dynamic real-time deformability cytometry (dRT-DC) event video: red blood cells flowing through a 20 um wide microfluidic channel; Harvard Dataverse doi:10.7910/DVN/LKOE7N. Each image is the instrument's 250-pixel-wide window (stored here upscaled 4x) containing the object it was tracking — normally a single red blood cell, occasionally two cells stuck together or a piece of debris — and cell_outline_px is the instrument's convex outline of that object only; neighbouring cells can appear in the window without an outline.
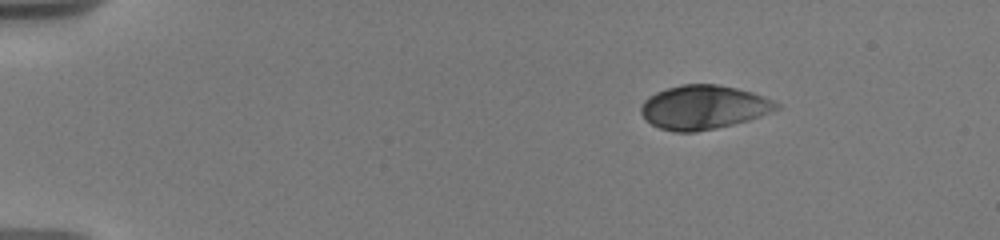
{"species": "human", "species_latin": "Homo sapiens", "temperature_condition": "warm", "stored_images_in_passage": 18, "camera_frame_rate_fps": 3000, "um_per_image_px": 0.085, "donor": {"sex": "male"}, "frame": {"image": 1, "passage_image": 1, "time_ms": 0.0, "image_size_px": [1000, 240], "cell_outline_px": [[780, 108], [760, 116], [748, 120], [716, 128], [696, 132], [672, 132], [660, 128], [652, 124], [640, 112], [640, 108], [644, 100], [648, 96], [656, 92], [680, 84], [716, 84], [736, 88], [752, 92], [764, 96], [780, 104]], "centroid_in_image_um": [59.8, 9.11], "position_along_channel_um": 25.2, "area_um2": 34.62}}
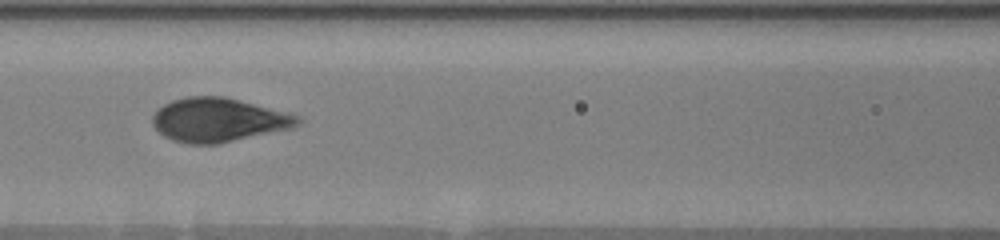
{"frame": {"image": 2, "passage_image": 10, "time_ms": 6.0, "image_size_px": [1000, 240], "cell_outline_px": [[304, 120], [300, 124], [292, 128], [216, 144], [188, 144], [172, 140], [164, 136], [152, 124], [152, 116], [164, 104], [172, 100], [188, 96], [224, 96], [288, 112], [300, 116]], "centroid_in_image_um": [18.59, 10.19], "position_along_channel_um": 148.0, "area_um2": 37.17}}
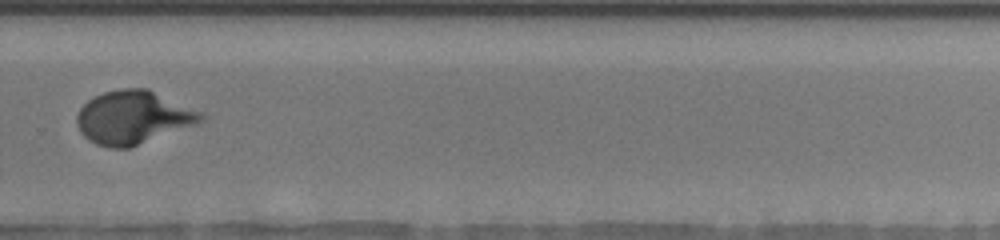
{"frame": {"image": 3, "passage_image": 17, "time_ms": 10.667, "image_size_px": [1000, 240], "cell_outline_px": [[204, 120], [196, 124], [128, 148], [108, 148], [96, 144], [88, 140], [80, 132], [76, 124], [76, 116], [80, 108], [88, 100], [104, 92], [120, 88], [148, 88], [200, 112], [204, 116]], "centroid_in_image_um": [11.27, 9.98], "position_along_channel_um": 318.5, "area_um2": 38.26}}